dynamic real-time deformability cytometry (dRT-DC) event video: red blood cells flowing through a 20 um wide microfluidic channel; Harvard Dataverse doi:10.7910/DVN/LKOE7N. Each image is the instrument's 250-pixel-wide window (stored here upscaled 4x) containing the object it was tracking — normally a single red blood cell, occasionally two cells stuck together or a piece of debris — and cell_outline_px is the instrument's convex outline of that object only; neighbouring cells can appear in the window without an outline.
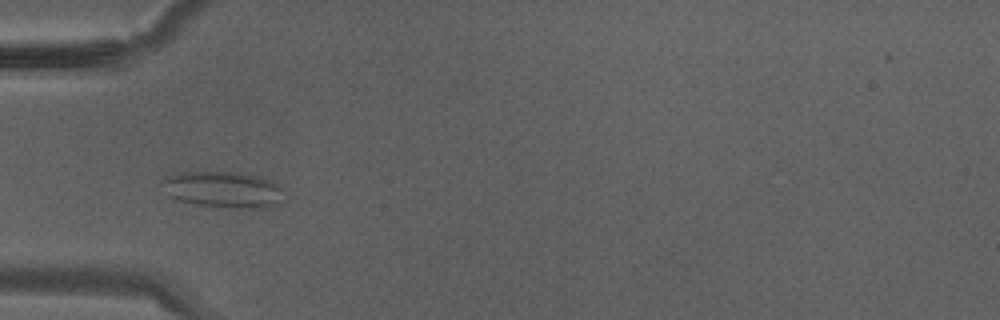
{"species": "Egyptian fruit bat (a non-hibernating species)", "species_latin": "Rousettus aegyptiacus", "temperature_condition": "warm", "stored_images_in_passage": 34, "camera_frame_rate_fps": 3000, "um_per_image_px": 0.085, "animal": {"sex": "male"}, "frame": {"image": 1, "passage_image": 10, "time_ms": 3.0, "image_size_px": [1000, 320], "cell_outline_px": [[284, 200], [272, 208], [232, 208], [200, 204], [176, 200], [168, 196], [156, 184], [172, 176], [184, 172], [240, 172], [272, 180], [280, 184], [284, 188]], "centroid_in_image_um": [19.03, 16.12], "position_along_channel_um": 66.0, "area_um2": 26.3}}
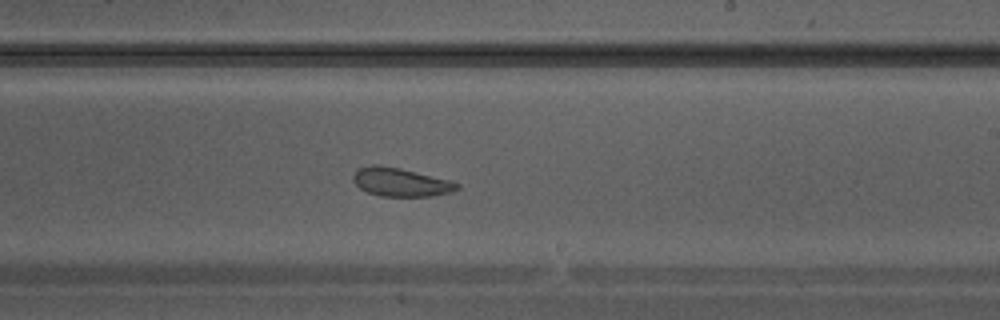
{"frame": {"image": 2, "passage_image": 20, "time_ms": 6.333, "image_size_px": [1000, 320], "cell_outline_px": [[460, 188], [452, 192], [432, 196], [380, 196], [368, 192], [360, 188], [352, 180], [352, 176], [360, 168], [372, 164], [380, 164], [400, 168], [448, 180], [460, 184]], "centroid_in_image_um": [34.05, 15.48], "position_along_channel_um": 255.0, "area_um2": 17.17}}